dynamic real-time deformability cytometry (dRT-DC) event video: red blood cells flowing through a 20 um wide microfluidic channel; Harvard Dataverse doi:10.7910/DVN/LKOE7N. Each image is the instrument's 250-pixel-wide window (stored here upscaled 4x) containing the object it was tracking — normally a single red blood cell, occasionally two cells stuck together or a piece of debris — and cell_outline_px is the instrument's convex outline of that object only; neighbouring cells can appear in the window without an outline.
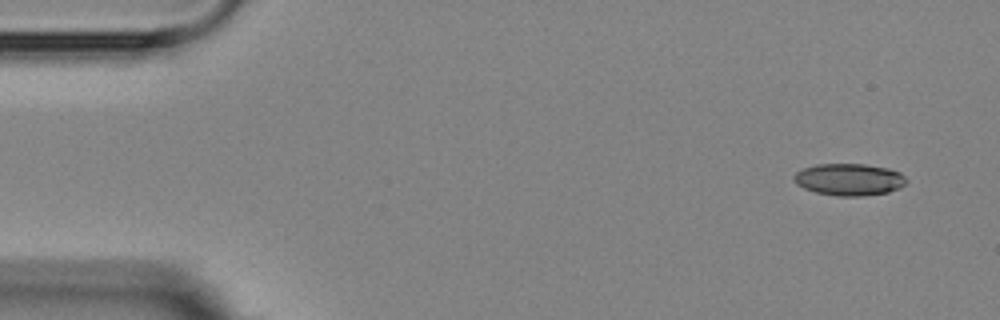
{"species": "Egyptian fruit bat (a non-hibernating species)", "species_latin": "Rousettus aegyptiacus", "temperature_condition": "room temperature", "stored_images_in_passage": 5, "camera_frame_rate_fps": 3000, "um_per_image_px": 0.085, "animal": {"sex": "female"}, "frame": {"image": 1, "passage_image": 1, "time_ms": 0.0, "image_size_px": [1000, 320], "cell_outline_px": [[908, 180], [900, 188], [888, 192], [864, 196], [836, 196], [816, 192], [804, 188], [796, 184], [792, 180], [792, 176], [796, 172], [804, 168], [816, 164], [864, 164], [888, 168], [900, 172]], "centroid_in_image_um": [72.17, 15.26], "position_along_channel_um": 12.8, "area_um2": 21.1}}
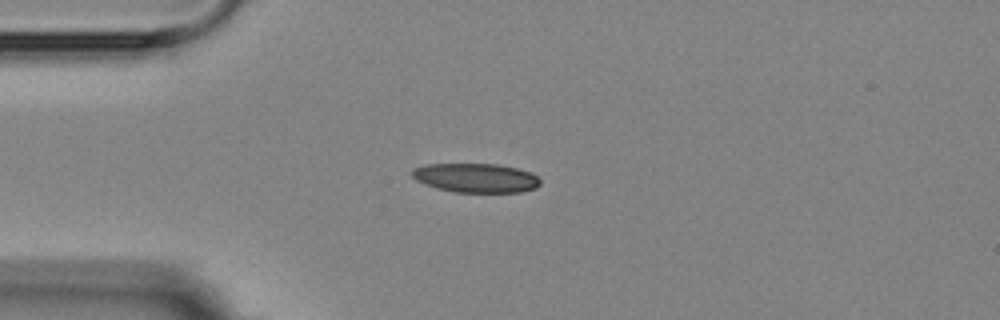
{"frame": {"image": 2, "passage_image": 3, "time_ms": 3.333, "image_size_px": [1000, 320], "cell_outline_px": [[540, 184], [536, 188], [520, 192], [456, 192], [436, 188], [424, 184], [416, 180], [412, 176], [412, 168], [428, 164], [496, 164], [516, 168], [532, 172], [540, 180]], "centroid_in_image_um": [40.45, 15.12], "position_along_channel_um": 44.6, "area_um2": 21.79}}
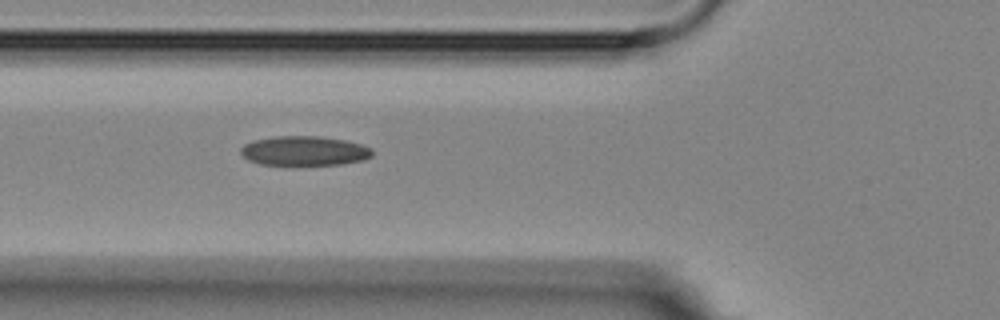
{"frame": {"image": 3, "passage_image": 5, "time_ms": 5.333, "image_size_px": [1000, 320], "cell_outline_px": [[372, 156], [364, 160], [340, 164], [260, 164], [248, 160], [240, 152], [240, 148], [244, 144], [252, 140], [276, 136], [320, 136], [344, 140], [360, 144], [372, 148]], "centroid_in_image_um": [25.85, 12.81], "position_along_channel_um": 99.9, "area_um2": 22.48}}